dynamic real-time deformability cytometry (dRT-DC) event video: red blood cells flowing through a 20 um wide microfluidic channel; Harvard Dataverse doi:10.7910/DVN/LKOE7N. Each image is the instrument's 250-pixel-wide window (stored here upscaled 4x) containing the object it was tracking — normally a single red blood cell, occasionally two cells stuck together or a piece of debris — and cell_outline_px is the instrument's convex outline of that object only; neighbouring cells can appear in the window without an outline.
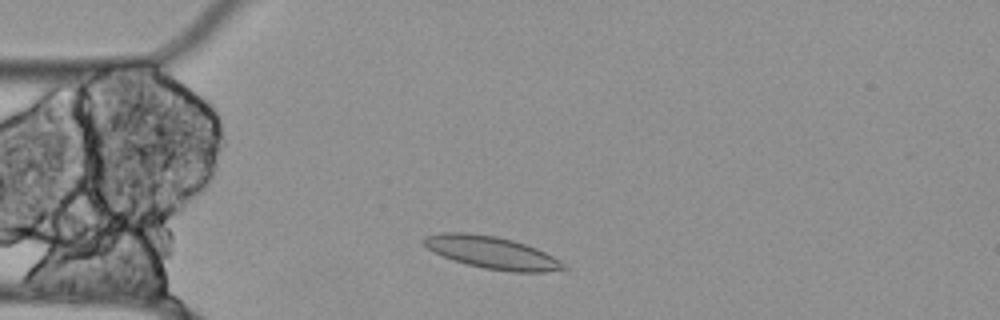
{"species": "Egyptian fruit bat (a non-hibernating species)", "species_latin": "Rousettus aegyptiacus", "temperature_condition": "cold", "stored_images_in_passage": 47, "camera_frame_rate_fps": 3000, "um_per_image_px": 0.085, "animal": {"sex": "female"}, "frame": {"image": 1, "passage_image": 5, "time_ms": 1.333, "image_size_px": [1000, 320], "cell_outline_px": [[572, 268], [544, 272], [512, 272], [484, 268], [452, 260], [428, 248], [420, 240], [424, 236], [440, 232], [468, 232], [496, 236], [512, 240], [536, 248], [568, 264]], "centroid_in_image_um": [41.83, 21.46], "position_along_channel_um": 43.2, "area_um2": 26.41}}
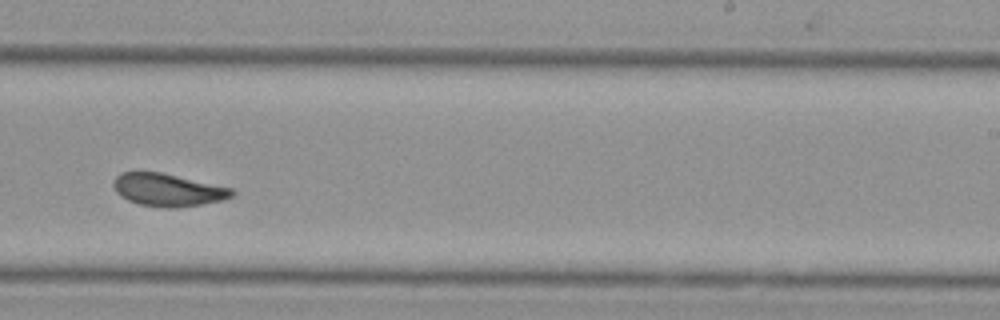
{"frame": {"image": 2, "passage_image": 26, "time_ms": 8.333, "image_size_px": [1000, 320], "cell_outline_px": [[236, 192], [232, 196], [224, 200], [176, 208], [164, 208], [140, 204], [128, 200], [120, 196], [116, 192], [112, 184], [116, 176], [120, 172], [160, 172], [232, 188]], "centroid_in_image_um": [14.25, 16.14], "position_along_channel_um": 274.7, "area_um2": 22.48}}
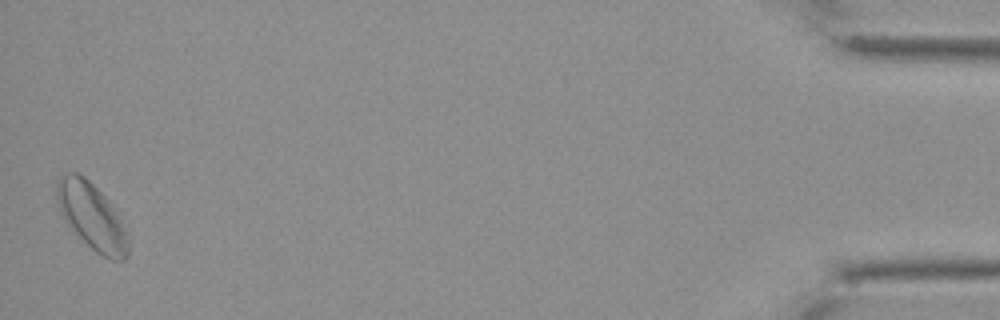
{"frame": {"image": 3, "passage_image": 47, "time_ms": 15.333, "image_size_px": [1000, 320], "cell_outline_px": [[128, 256], [124, 260], [112, 260], [100, 256], [76, 232], [60, 212], [56, 196], [56, 184], [60, 176], [72, 172], [76, 172], [84, 176], [108, 200], [120, 220], [128, 244]], "centroid_in_image_um": [7.78, 18.38], "position_along_channel_um": 427.4, "area_um2": 26.7}, "authors_computed_cell_mechanics": {"area_um2": 22.9466, "velocity_mm_per_s": 3.4505, "shape_relaxation_time_tau1_ms": null, "shape_relaxation_time_tau2_ms": 2.6413, "deformation_change_tau1": null, "deformation_change_tau2": 0.0373}}